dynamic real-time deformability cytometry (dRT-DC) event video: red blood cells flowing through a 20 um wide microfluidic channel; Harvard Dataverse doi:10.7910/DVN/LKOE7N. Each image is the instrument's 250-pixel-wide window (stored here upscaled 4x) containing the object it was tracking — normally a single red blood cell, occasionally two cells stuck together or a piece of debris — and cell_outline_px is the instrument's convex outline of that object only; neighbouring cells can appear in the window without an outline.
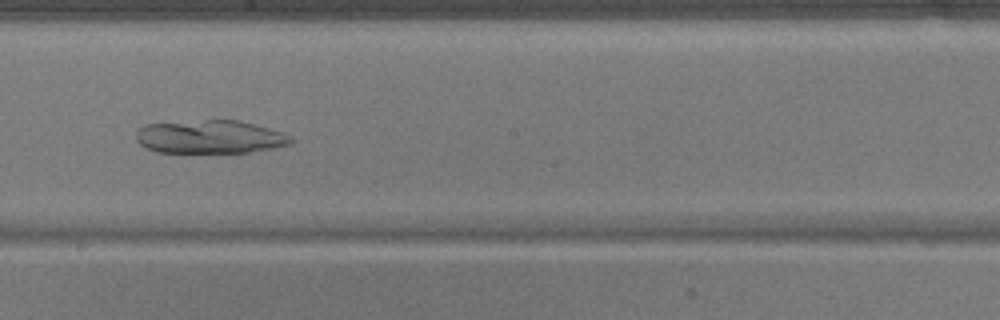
{"species": "common noctule bat (a hibernating species)", "species_latin": "Nyctalus noctula", "temperature_condition": "warm", "stored_images_in_passage": 42, "camera_frame_rate_fps": 3000, "um_per_image_px": 0.085, "animal": {"sex": "male", "body_mass_g": 17.9}, "frame": {"image": 1, "passage_image": 20, "time_ms": 6.333, "image_size_px": [1000, 320], "cell_outline_px": [[292, 144], [272, 148], [248, 152], [184, 156], [156, 152], [144, 148], [136, 140], [136, 132], [144, 124], [208, 120], [240, 120], [280, 132], [292, 136]], "centroid_in_image_um": [17.77, 11.69], "position_along_channel_um": 230.4, "area_um2": 31.21}}
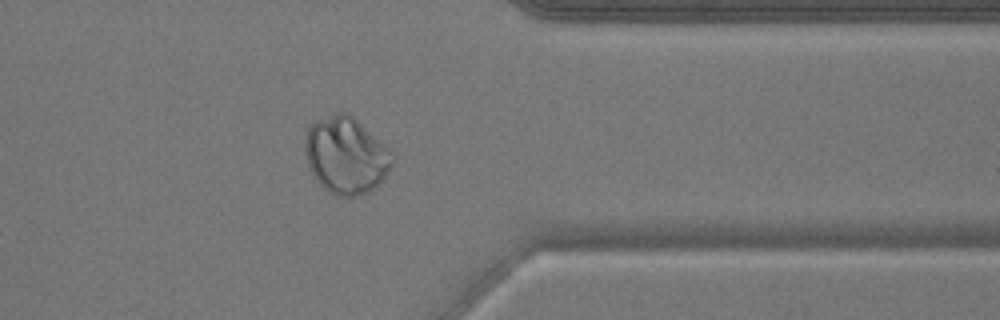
{"frame": {"image": 2, "passage_image": 32, "time_ms": 10.333, "image_size_px": [1000, 320], "cell_outline_px": [[392, 164], [384, 176], [368, 192], [352, 196], [336, 196], [328, 192], [316, 180], [308, 164], [304, 152], [304, 144], [308, 128], [316, 120], [336, 112], [348, 112], [388, 148], [392, 152]], "centroid_in_image_um": [29.36, 13.19], "position_along_channel_um": 382.0, "area_um2": 38.55}}
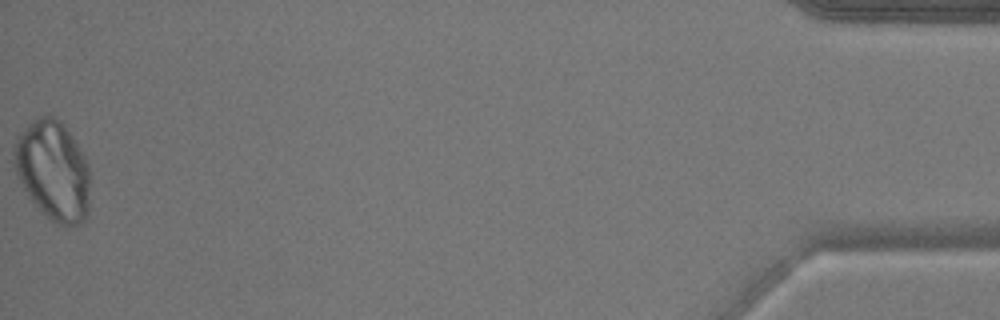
{"frame": {"image": 3, "passage_image": 42, "time_ms": 13.667, "image_size_px": [1000, 320], "cell_outline_px": [[88, 216], [80, 224], [56, 224], [28, 196], [16, 172], [12, 152], [16, 136], [40, 116], [48, 112], [60, 120], [72, 136], [84, 156], [88, 164]], "centroid_in_image_um": [4.5, 14.45], "position_along_channel_um": 430.7, "area_um2": 43.64}}